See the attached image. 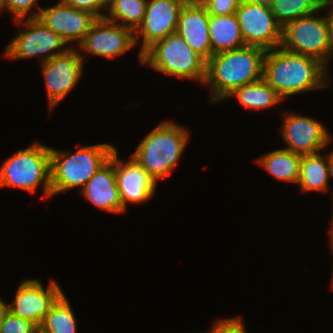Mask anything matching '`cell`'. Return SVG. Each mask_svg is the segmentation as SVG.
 I'll use <instances>...</instances> for the list:
<instances>
[{
    "label": "cell",
    "mask_w": 333,
    "mask_h": 333,
    "mask_svg": "<svg viewBox=\"0 0 333 333\" xmlns=\"http://www.w3.org/2000/svg\"><path fill=\"white\" fill-rule=\"evenodd\" d=\"M328 67L320 60L281 46L267 50L263 79L285 101L290 96L330 87Z\"/></svg>",
    "instance_id": "6da1fadb"
},
{
    "label": "cell",
    "mask_w": 333,
    "mask_h": 333,
    "mask_svg": "<svg viewBox=\"0 0 333 333\" xmlns=\"http://www.w3.org/2000/svg\"><path fill=\"white\" fill-rule=\"evenodd\" d=\"M266 50L245 45L213 54L207 61L205 87L209 88V103H217L237 88L263 78Z\"/></svg>",
    "instance_id": "7a4b0ae2"
},
{
    "label": "cell",
    "mask_w": 333,
    "mask_h": 333,
    "mask_svg": "<svg viewBox=\"0 0 333 333\" xmlns=\"http://www.w3.org/2000/svg\"><path fill=\"white\" fill-rule=\"evenodd\" d=\"M189 130L171 121H162L138 144L131 155L157 181L167 179L189 142Z\"/></svg>",
    "instance_id": "3957f363"
},
{
    "label": "cell",
    "mask_w": 333,
    "mask_h": 333,
    "mask_svg": "<svg viewBox=\"0 0 333 333\" xmlns=\"http://www.w3.org/2000/svg\"><path fill=\"white\" fill-rule=\"evenodd\" d=\"M116 147L100 143L82 146L77 151L50 147L51 192L55 196L71 189H83L87 181L104 165Z\"/></svg>",
    "instance_id": "277c9868"
},
{
    "label": "cell",
    "mask_w": 333,
    "mask_h": 333,
    "mask_svg": "<svg viewBox=\"0 0 333 333\" xmlns=\"http://www.w3.org/2000/svg\"><path fill=\"white\" fill-rule=\"evenodd\" d=\"M39 186L42 188V199L52 197L50 146L34 141L3 161L0 188H16L34 194Z\"/></svg>",
    "instance_id": "5b68a950"
},
{
    "label": "cell",
    "mask_w": 333,
    "mask_h": 333,
    "mask_svg": "<svg viewBox=\"0 0 333 333\" xmlns=\"http://www.w3.org/2000/svg\"><path fill=\"white\" fill-rule=\"evenodd\" d=\"M142 64L166 75L200 80L202 85L206 78L207 61L176 32L149 47L142 54Z\"/></svg>",
    "instance_id": "8992f818"
},
{
    "label": "cell",
    "mask_w": 333,
    "mask_h": 333,
    "mask_svg": "<svg viewBox=\"0 0 333 333\" xmlns=\"http://www.w3.org/2000/svg\"><path fill=\"white\" fill-rule=\"evenodd\" d=\"M317 12L299 17L282 28L281 47L290 52L314 57L326 66L331 59L329 24Z\"/></svg>",
    "instance_id": "52a82bcc"
},
{
    "label": "cell",
    "mask_w": 333,
    "mask_h": 333,
    "mask_svg": "<svg viewBox=\"0 0 333 333\" xmlns=\"http://www.w3.org/2000/svg\"><path fill=\"white\" fill-rule=\"evenodd\" d=\"M14 21L18 26L23 24L22 26L26 30L16 34L6 46L4 55L8 59L23 60L39 57L42 64L55 56L64 54L73 47V44L70 47H65L68 45L66 41L48 28L39 18H23Z\"/></svg>",
    "instance_id": "ba28073f"
},
{
    "label": "cell",
    "mask_w": 333,
    "mask_h": 333,
    "mask_svg": "<svg viewBox=\"0 0 333 333\" xmlns=\"http://www.w3.org/2000/svg\"><path fill=\"white\" fill-rule=\"evenodd\" d=\"M245 45L271 50L281 45L282 27L270 7L242 0L236 10Z\"/></svg>",
    "instance_id": "9c48e42d"
},
{
    "label": "cell",
    "mask_w": 333,
    "mask_h": 333,
    "mask_svg": "<svg viewBox=\"0 0 333 333\" xmlns=\"http://www.w3.org/2000/svg\"><path fill=\"white\" fill-rule=\"evenodd\" d=\"M84 55L71 47L64 54L43 62L41 69L46 84L49 111L52 112L78 84L82 77Z\"/></svg>",
    "instance_id": "30bf717a"
},
{
    "label": "cell",
    "mask_w": 333,
    "mask_h": 333,
    "mask_svg": "<svg viewBox=\"0 0 333 333\" xmlns=\"http://www.w3.org/2000/svg\"><path fill=\"white\" fill-rule=\"evenodd\" d=\"M188 0H147L142 23L134 31L135 44L142 37L138 61L142 64V54L155 42L175 33L182 7ZM140 37V38H139Z\"/></svg>",
    "instance_id": "8fae6325"
},
{
    "label": "cell",
    "mask_w": 333,
    "mask_h": 333,
    "mask_svg": "<svg viewBox=\"0 0 333 333\" xmlns=\"http://www.w3.org/2000/svg\"><path fill=\"white\" fill-rule=\"evenodd\" d=\"M63 293L54 280L45 289L39 279H26L18 286L14 299L8 304V311L39 328L51 306Z\"/></svg>",
    "instance_id": "7c38bea8"
},
{
    "label": "cell",
    "mask_w": 333,
    "mask_h": 333,
    "mask_svg": "<svg viewBox=\"0 0 333 333\" xmlns=\"http://www.w3.org/2000/svg\"><path fill=\"white\" fill-rule=\"evenodd\" d=\"M280 132L287 149L301 155L319 153L331 142L332 135L320 121L308 116L284 112Z\"/></svg>",
    "instance_id": "4fadbf2b"
},
{
    "label": "cell",
    "mask_w": 333,
    "mask_h": 333,
    "mask_svg": "<svg viewBox=\"0 0 333 333\" xmlns=\"http://www.w3.org/2000/svg\"><path fill=\"white\" fill-rule=\"evenodd\" d=\"M134 46L136 47L135 37L131 28L100 18L92 24L83 41L75 48L81 55L85 52L114 59Z\"/></svg>",
    "instance_id": "5bb4252c"
},
{
    "label": "cell",
    "mask_w": 333,
    "mask_h": 333,
    "mask_svg": "<svg viewBox=\"0 0 333 333\" xmlns=\"http://www.w3.org/2000/svg\"><path fill=\"white\" fill-rule=\"evenodd\" d=\"M114 170L117 188L125 210L128 203L142 204L154 197L157 181L132 156L125 162L119 159L116 148L114 149Z\"/></svg>",
    "instance_id": "9a60e30c"
},
{
    "label": "cell",
    "mask_w": 333,
    "mask_h": 333,
    "mask_svg": "<svg viewBox=\"0 0 333 333\" xmlns=\"http://www.w3.org/2000/svg\"><path fill=\"white\" fill-rule=\"evenodd\" d=\"M38 18L67 44L74 41L77 46L97 20L91 13L66 5L61 0L57 5L42 7Z\"/></svg>",
    "instance_id": "2e32d148"
},
{
    "label": "cell",
    "mask_w": 333,
    "mask_h": 333,
    "mask_svg": "<svg viewBox=\"0 0 333 333\" xmlns=\"http://www.w3.org/2000/svg\"><path fill=\"white\" fill-rule=\"evenodd\" d=\"M209 14L199 0L187 1L181 9L176 33L206 61L212 56L209 36Z\"/></svg>",
    "instance_id": "e0dca14e"
},
{
    "label": "cell",
    "mask_w": 333,
    "mask_h": 333,
    "mask_svg": "<svg viewBox=\"0 0 333 333\" xmlns=\"http://www.w3.org/2000/svg\"><path fill=\"white\" fill-rule=\"evenodd\" d=\"M79 193L95 207L114 214L124 213L114 170V151L109 160L87 181Z\"/></svg>",
    "instance_id": "ac0fdd59"
},
{
    "label": "cell",
    "mask_w": 333,
    "mask_h": 333,
    "mask_svg": "<svg viewBox=\"0 0 333 333\" xmlns=\"http://www.w3.org/2000/svg\"><path fill=\"white\" fill-rule=\"evenodd\" d=\"M320 153L302 155L297 185L303 192H328L330 188L329 179L333 177L330 156Z\"/></svg>",
    "instance_id": "d6986e66"
},
{
    "label": "cell",
    "mask_w": 333,
    "mask_h": 333,
    "mask_svg": "<svg viewBox=\"0 0 333 333\" xmlns=\"http://www.w3.org/2000/svg\"><path fill=\"white\" fill-rule=\"evenodd\" d=\"M209 36L212 55L245 46L236 14L210 15Z\"/></svg>",
    "instance_id": "ffe728a7"
},
{
    "label": "cell",
    "mask_w": 333,
    "mask_h": 333,
    "mask_svg": "<svg viewBox=\"0 0 333 333\" xmlns=\"http://www.w3.org/2000/svg\"><path fill=\"white\" fill-rule=\"evenodd\" d=\"M301 159V154L281 148L264 153L256 163L277 180L297 184Z\"/></svg>",
    "instance_id": "44dd1931"
},
{
    "label": "cell",
    "mask_w": 333,
    "mask_h": 333,
    "mask_svg": "<svg viewBox=\"0 0 333 333\" xmlns=\"http://www.w3.org/2000/svg\"><path fill=\"white\" fill-rule=\"evenodd\" d=\"M236 97L245 109L272 108L283 102L277 92L263 79L235 89L226 99Z\"/></svg>",
    "instance_id": "7402d4cb"
},
{
    "label": "cell",
    "mask_w": 333,
    "mask_h": 333,
    "mask_svg": "<svg viewBox=\"0 0 333 333\" xmlns=\"http://www.w3.org/2000/svg\"><path fill=\"white\" fill-rule=\"evenodd\" d=\"M77 321L71 304L63 293L44 317L40 333H78Z\"/></svg>",
    "instance_id": "603a6c76"
},
{
    "label": "cell",
    "mask_w": 333,
    "mask_h": 333,
    "mask_svg": "<svg viewBox=\"0 0 333 333\" xmlns=\"http://www.w3.org/2000/svg\"><path fill=\"white\" fill-rule=\"evenodd\" d=\"M147 0H108L105 19L135 31L142 23Z\"/></svg>",
    "instance_id": "cb8c5ba5"
},
{
    "label": "cell",
    "mask_w": 333,
    "mask_h": 333,
    "mask_svg": "<svg viewBox=\"0 0 333 333\" xmlns=\"http://www.w3.org/2000/svg\"><path fill=\"white\" fill-rule=\"evenodd\" d=\"M321 0H274L270 9L277 23L283 28L299 17L323 10Z\"/></svg>",
    "instance_id": "d4e9b609"
},
{
    "label": "cell",
    "mask_w": 333,
    "mask_h": 333,
    "mask_svg": "<svg viewBox=\"0 0 333 333\" xmlns=\"http://www.w3.org/2000/svg\"><path fill=\"white\" fill-rule=\"evenodd\" d=\"M38 0H4L3 10L8 11L12 14L14 20L27 18H38L41 12V6L38 5L39 9L33 12L31 10L33 6H37ZM31 11V13H30Z\"/></svg>",
    "instance_id": "484cf974"
},
{
    "label": "cell",
    "mask_w": 333,
    "mask_h": 333,
    "mask_svg": "<svg viewBox=\"0 0 333 333\" xmlns=\"http://www.w3.org/2000/svg\"><path fill=\"white\" fill-rule=\"evenodd\" d=\"M39 328L31 321L17 317L9 311L0 326V333H38Z\"/></svg>",
    "instance_id": "4316f807"
},
{
    "label": "cell",
    "mask_w": 333,
    "mask_h": 333,
    "mask_svg": "<svg viewBox=\"0 0 333 333\" xmlns=\"http://www.w3.org/2000/svg\"><path fill=\"white\" fill-rule=\"evenodd\" d=\"M210 15L235 14L242 0H199Z\"/></svg>",
    "instance_id": "83f0119b"
},
{
    "label": "cell",
    "mask_w": 333,
    "mask_h": 333,
    "mask_svg": "<svg viewBox=\"0 0 333 333\" xmlns=\"http://www.w3.org/2000/svg\"><path fill=\"white\" fill-rule=\"evenodd\" d=\"M64 4L70 5L76 9L86 11L94 15L97 19L104 18L107 9L105 0H61Z\"/></svg>",
    "instance_id": "f1b7e54d"
},
{
    "label": "cell",
    "mask_w": 333,
    "mask_h": 333,
    "mask_svg": "<svg viewBox=\"0 0 333 333\" xmlns=\"http://www.w3.org/2000/svg\"><path fill=\"white\" fill-rule=\"evenodd\" d=\"M242 318L220 319L206 333H247Z\"/></svg>",
    "instance_id": "f546056e"
},
{
    "label": "cell",
    "mask_w": 333,
    "mask_h": 333,
    "mask_svg": "<svg viewBox=\"0 0 333 333\" xmlns=\"http://www.w3.org/2000/svg\"><path fill=\"white\" fill-rule=\"evenodd\" d=\"M332 7V8H331ZM329 9L328 14L326 13V18L329 24V32H330V42H331V58L333 57V4L325 5L323 9Z\"/></svg>",
    "instance_id": "4dcf8cb0"
},
{
    "label": "cell",
    "mask_w": 333,
    "mask_h": 333,
    "mask_svg": "<svg viewBox=\"0 0 333 333\" xmlns=\"http://www.w3.org/2000/svg\"><path fill=\"white\" fill-rule=\"evenodd\" d=\"M7 312H8V304H6L4 300L0 298V326Z\"/></svg>",
    "instance_id": "1f68e13d"
},
{
    "label": "cell",
    "mask_w": 333,
    "mask_h": 333,
    "mask_svg": "<svg viewBox=\"0 0 333 333\" xmlns=\"http://www.w3.org/2000/svg\"><path fill=\"white\" fill-rule=\"evenodd\" d=\"M252 3L270 7L274 0H249Z\"/></svg>",
    "instance_id": "d6a6232c"
},
{
    "label": "cell",
    "mask_w": 333,
    "mask_h": 333,
    "mask_svg": "<svg viewBox=\"0 0 333 333\" xmlns=\"http://www.w3.org/2000/svg\"><path fill=\"white\" fill-rule=\"evenodd\" d=\"M329 244H330V248L332 249V251H333V239H330L329 240ZM333 271V270H332ZM331 288L333 289V273H332V283H331Z\"/></svg>",
    "instance_id": "836d02e7"
},
{
    "label": "cell",
    "mask_w": 333,
    "mask_h": 333,
    "mask_svg": "<svg viewBox=\"0 0 333 333\" xmlns=\"http://www.w3.org/2000/svg\"><path fill=\"white\" fill-rule=\"evenodd\" d=\"M333 190V189H332ZM332 199H333V193H332ZM333 208V207H332ZM332 224H333V214H332ZM329 239H333V225L332 228L330 230V234H329Z\"/></svg>",
    "instance_id": "e575fe53"
},
{
    "label": "cell",
    "mask_w": 333,
    "mask_h": 333,
    "mask_svg": "<svg viewBox=\"0 0 333 333\" xmlns=\"http://www.w3.org/2000/svg\"><path fill=\"white\" fill-rule=\"evenodd\" d=\"M321 2L323 3L324 6L333 4V0H321Z\"/></svg>",
    "instance_id": "d590c367"
},
{
    "label": "cell",
    "mask_w": 333,
    "mask_h": 333,
    "mask_svg": "<svg viewBox=\"0 0 333 333\" xmlns=\"http://www.w3.org/2000/svg\"><path fill=\"white\" fill-rule=\"evenodd\" d=\"M330 160H331V165H332V171H333V151L329 152ZM333 178V177H332Z\"/></svg>",
    "instance_id": "8d00e7d4"
},
{
    "label": "cell",
    "mask_w": 333,
    "mask_h": 333,
    "mask_svg": "<svg viewBox=\"0 0 333 333\" xmlns=\"http://www.w3.org/2000/svg\"><path fill=\"white\" fill-rule=\"evenodd\" d=\"M3 3H4V0H0V11H3Z\"/></svg>",
    "instance_id": "74e56055"
}]
</instances>
